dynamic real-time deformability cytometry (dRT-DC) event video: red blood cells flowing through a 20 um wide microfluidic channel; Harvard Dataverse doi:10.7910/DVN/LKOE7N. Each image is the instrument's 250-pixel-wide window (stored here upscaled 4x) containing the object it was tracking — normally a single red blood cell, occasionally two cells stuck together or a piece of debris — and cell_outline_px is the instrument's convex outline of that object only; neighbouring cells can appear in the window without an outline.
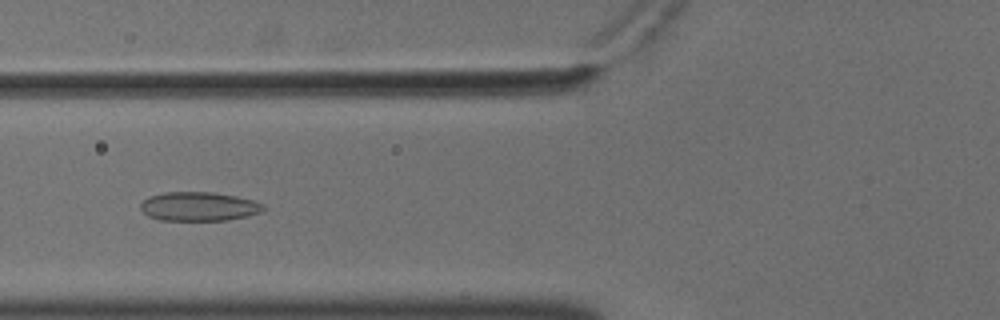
{"species": "common noctule bat (a hibernating species)", "species_latin": "Nyctalus noctula", "temperature_condition": "cold", "stored_images_in_passage": 51, "camera_frame_rate_fps": 3000, "um_per_image_px": 0.085, "animal": {"sex": "male", "body_mass_g": 18.8}, "frame": {"image": 1, "passage_image": 17, "time_ms": 5.333, "image_size_px": [1000, 320], "cell_outline_px": [[264, 208], [260, 212], [248, 216], [228, 220], [160, 220], [148, 216], [140, 208], [140, 204], [148, 196], [164, 192], [212, 192], [236, 196], [252, 200], [264, 204]], "centroid_in_image_um": [16.88, 17.54], "position_along_channel_um": 108.9, "area_um2": 20.75}}
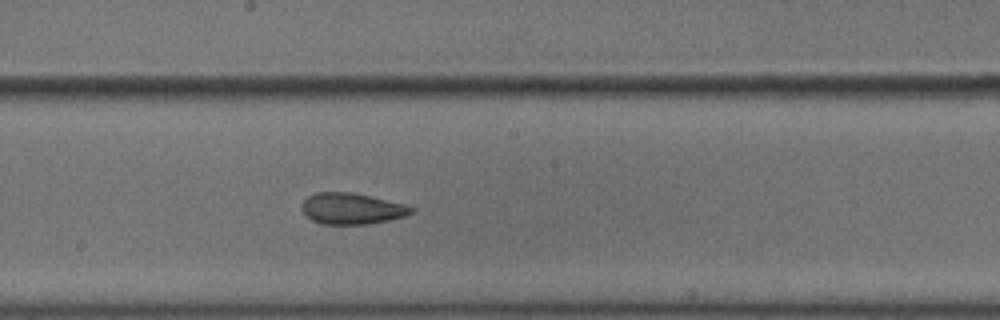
{"frame": {"image": 2, "passage_image": 26, "time_ms": 8.333, "image_size_px": [1000, 320], "cell_outline_px": [[416, 208], [412, 212], [404, 216], [388, 220], [368, 224], [324, 224], [312, 220], [300, 208], [304, 200], [308, 196], [316, 192], [352, 192], [404, 204]], "centroid_in_image_um": [29.89, 17.73], "position_along_channel_um": 218.3, "area_um2": 19.71}}
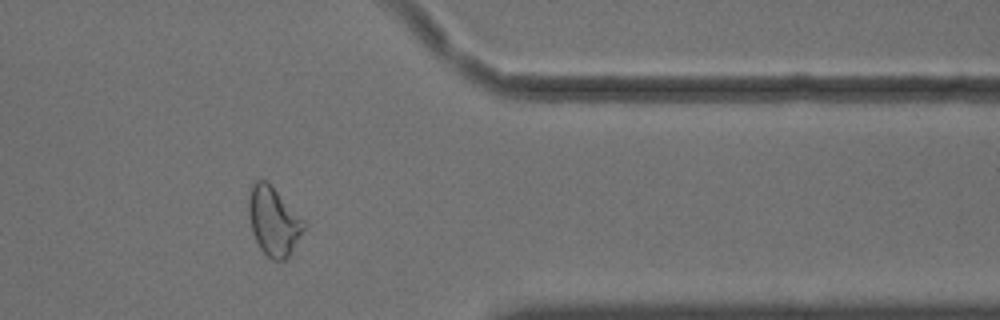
{"frame": {"image": 3, "passage_image": 41, "time_ms": 13.333, "image_size_px": [1000, 320], "cell_outline_px": [[308, 224], [288, 256], [284, 260], [272, 260], [260, 248], [252, 232], [248, 216], [248, 200], [252, 184], [256, 180], [264, 180]], "centroid_in_image_um": [23.24, 18.83], "position_along_channel_um": 388.2, "area_um2": 21.62}, "authors_computed_cell_mechanics": {"area_um2": 21.7906, "velocity_mm_per_s": 3.6315, "shape_relaxation_time_tau1_ms": 8.2858, "shape_relaxation_time_tau2_ms": 2.2348, "deformation_change_tau1": 0.1458, "deformation_change_tau2": 0.0819}}